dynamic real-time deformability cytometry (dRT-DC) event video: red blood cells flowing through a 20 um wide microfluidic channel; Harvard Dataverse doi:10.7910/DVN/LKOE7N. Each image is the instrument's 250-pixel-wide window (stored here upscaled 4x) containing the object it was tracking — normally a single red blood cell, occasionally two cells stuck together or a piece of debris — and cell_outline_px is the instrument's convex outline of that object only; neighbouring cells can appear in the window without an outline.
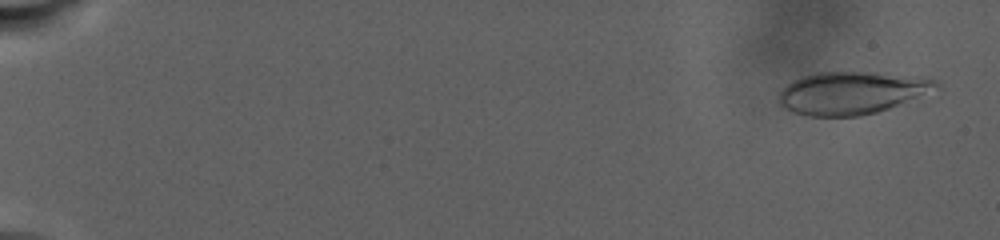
{"species": "human", "species_latin": "Homo sapiens", "temperature_condition": "warm", "stored_images_in_passage": 62, "camera_frame_rate_fps": 3000, "um_per_image_px": 0.085, "donor": {"sex": "male"}, "frame": {"image": 1, "passage_image": 3, "time_ms": 1.0, "image_size_px": [1000, 240], "cell_outline_px": [[940, 88], [888, 108], [876, 112], [860, 116], [808, 116], [792, 112], [784, 108], [776, 100], [780, 92], [792, 80], [816, 72], [868, 72], [928, 76], [936, 80], [940, 84]], "centroid_in_image_um": [72.41, 7.88], "position_along_channel_um": 12.6, "area_um2": 39.25}}
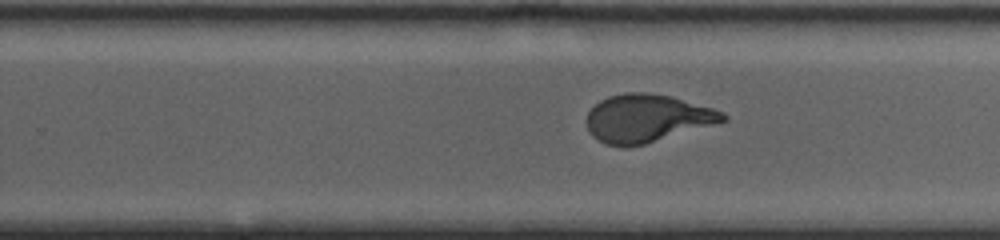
{"frame": {"image": 2, "passage_image": 40, "time_ms": 21.0, "image_size_px": [1000, 240], "cell_outline_px": [[728, 120], [644, 144], [624, 148], [604, 144], [592, 136], [588, 132], [588, 112], [600, 100], [608, 96], [624, 92], [644, 92], [672, 96], [712, 108], [728, 116]], "centroid_in_image_um": [54.96, 10.06], "position_along_channel_um": 274.8, "area_um2": 37.86}}
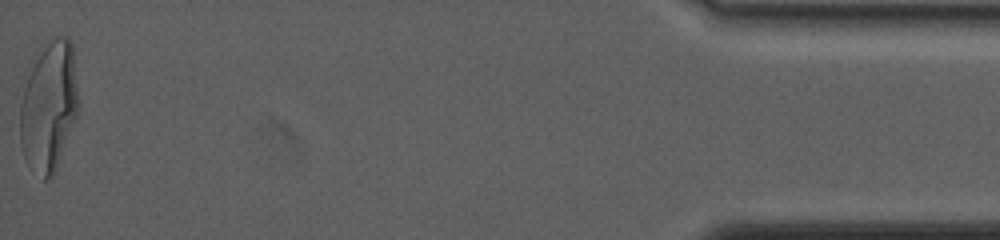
{"frame": {"image": 3, "passage_image": 62, "time_ms": 31.333, "image_size_px": [1000, 240], "cell_outline_px": [[76, 116], [52, 180], [44, 180], [24, 160], [20, 144], [20, 104], [24, 88], [28, 76], [44, 44], [56, 36], [68, 36], [72, 40], [76, 88]], "centroid_in_image_um": [4.13, 9.08], "position_along_channel_um": 431.1, "area_um2": 43.41}, "authors_computed_cell_mechanics": {"area_um2": 38.2347, "velocity_mm_per_s": 2.2819, "shape_relaxation_time_tau1_ms": 10.0734, "shape_relaxation_time_tau2_ms": null, "deformation_change_tau1": 0.2864, "deformation_change_tau2": null}}